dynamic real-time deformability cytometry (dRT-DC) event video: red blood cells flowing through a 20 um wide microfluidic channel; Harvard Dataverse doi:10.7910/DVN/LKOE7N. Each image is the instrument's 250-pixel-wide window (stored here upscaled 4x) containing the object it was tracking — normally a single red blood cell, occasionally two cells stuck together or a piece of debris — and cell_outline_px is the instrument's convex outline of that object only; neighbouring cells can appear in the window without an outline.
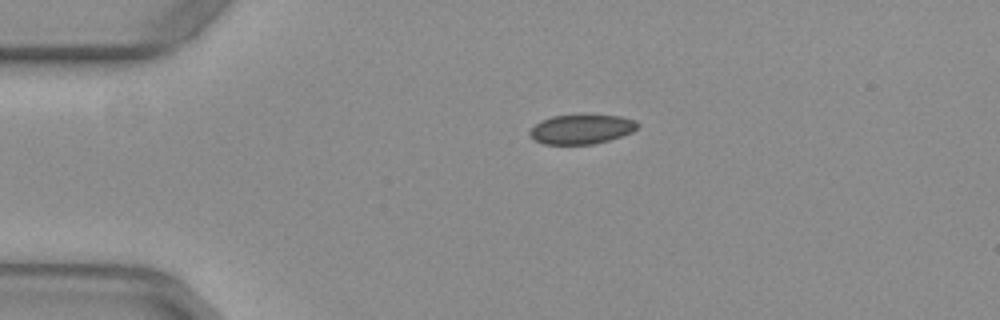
{"species": "common noctule bat (a hibernating species)", "species_latin": "Nyctalus noctula", "temperature_condition": "warm", "stored_images_in_passage": 42, "camera_frame_rate_fps": 3000, "um_per_image_px": 0.085, "animal": {"sex": "female", "body_mass_g": 29.2, "forearm_length_mm": 56.3}, "frame": {"image": 1, "passage_image": 1, "time_ms": 0.0, "image_size_px": [1000, 320], "cell_outline_px": [[640, 124], [632, 132], [608, 140], [592, 144], [544, 144], [536, 140], [528, 132], [540, 120], [552, 116], [620, 116], [636, 120]], "centroid_in_image_um": [49.43, 10.99], "position_along_channel_um": 35.6, "area_um2": 18.09}}
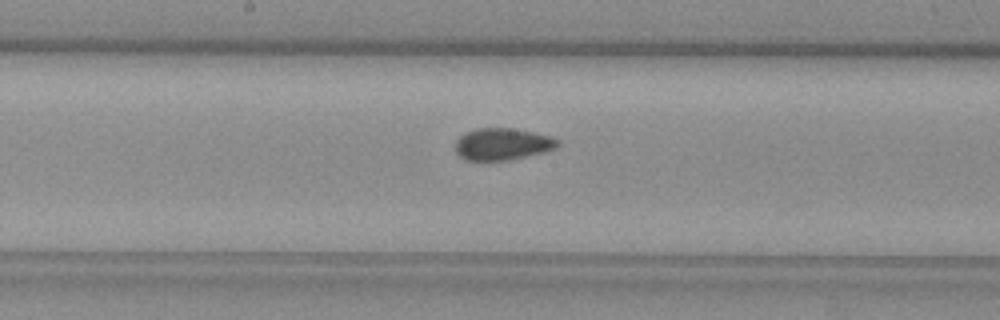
{"frame": {"image": 2, "passage_image": 17, "time_ms": 5.333, "image_size_px": [1000, 320], "cell_outline_px": [[560, 144], [556, 148], [544, 152], [508, 160], [464, 160], [456, 152], [456, 140], [464, 132], [476, 128], [512, 128], [552, 136]], "centroid_in_image_um": [42.69, 12.24], "position_along_channel_um": 205.5, "area_um2": 19.02}}
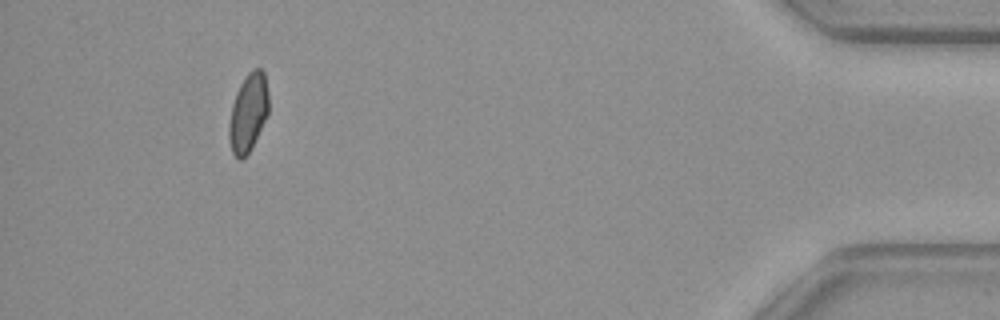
{"frame": {"image": 3, "passage_image": 38, "time_ms": 12.333, "image_size_px": [1000, 320], "cell_outline_px": [[268, 112], [252, 148], [240, 160], [232, 152], [228, 140], [228, 124], [232, 104], [236, 92], [240, 84], [248, 72], [252, 68], [260, 68], [264, 72], [268, 92]], "centroid_in_image_um": [21.08, 9.56], "position_along_channel_um": 414.1, "area_um2": 18.09}, "authors_computed_cell_mechanics": {"area_um2": 19.0451, "velocity_mm_per_s": 3.9519, "shape_relaxation_time_tau1_ms": null, "shape_relaxation_time_tau2_ms": 0.8896, "deformation_change_tau1": null, "deformation_change_tau2": 0.0502}}